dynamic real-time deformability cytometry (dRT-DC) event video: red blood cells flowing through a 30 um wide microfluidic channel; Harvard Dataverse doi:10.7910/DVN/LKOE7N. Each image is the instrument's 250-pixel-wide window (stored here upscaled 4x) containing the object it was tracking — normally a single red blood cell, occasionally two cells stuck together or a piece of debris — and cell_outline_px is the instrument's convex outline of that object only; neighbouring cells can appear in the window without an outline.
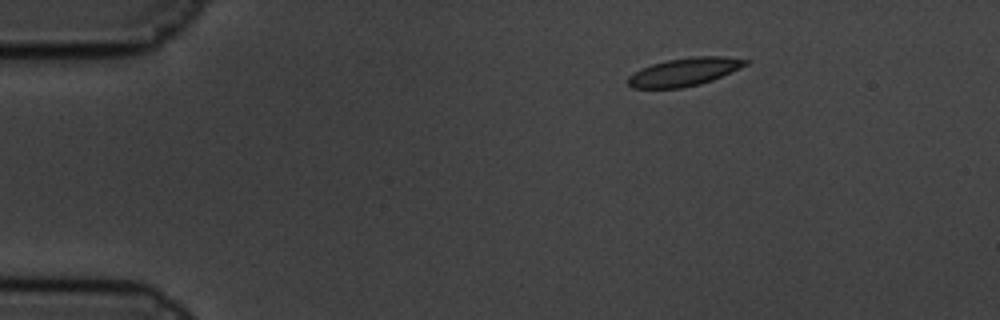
{"species": "common noctule bat (a hibernating species)", "species_latin": "Nyctalus noctula", "temperature_condition": "cold", "stored_images_in_passage": 52, "camera_frame_rate_fps": 3000, "um_per_image_px": 0.085, "animal": {"sex": "male", "body_mass_g": 19.5, "forearm_length_mm": 54.6}, "frame": {"image": 1, "passage_image": 1, "time_ms": 0.0, "image_size_px": [1000, 320], "cell_outline_px": [[752, 60], [748, 64], [712, 80], [700, 84], [680, 88], [632, 88], [628, 84], [628, 76], [652, 64], [668, 60], [692, 56], [724, 56]], "centroid_in_image_um": [58.2, 6.1], "position_along_channel_um": 26.8, "area_um2": 19.02}}
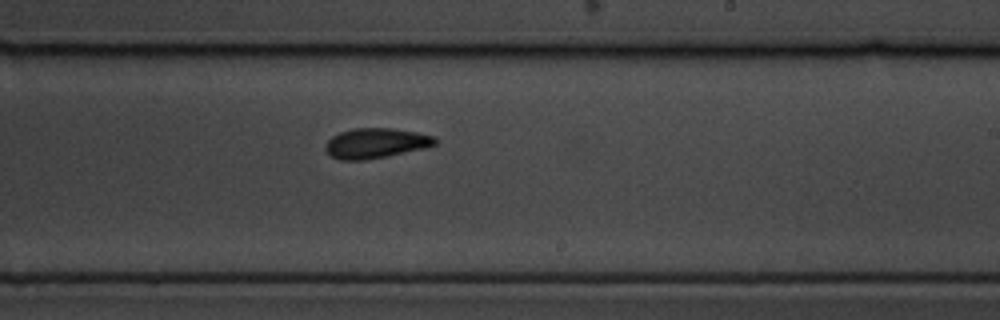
{"frame": {"image": 2, "passage_image": 28, "time_ms": 9.0, "image_size_px": [1000, 320], "cell_outline_px": [[436, 144], [424, 148], [388, 156], [364, 160], [340, 160], [332, 156], [324, 148], [324, 144], [332, 136], [340, 132], [352, 128], [392, 128], [416, 132], [436, 136]], "centroid_in_image_um": [31.93, 12.16], "position_along_channel_um": 257.1, "area_um2": 19.25}}
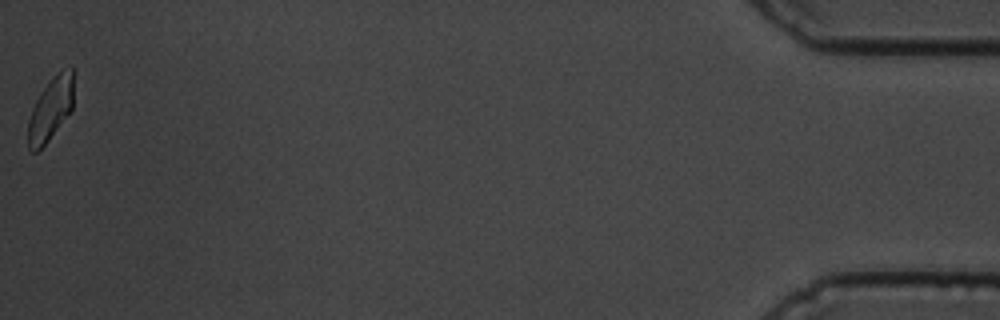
{"frame": {"image": 3, "passage_image": 52, "time_ms": 17.0, "image_size_px": [1000, 320], "cell_outline_px": [[72, 108], [48, 140], [36, 152], [32, 152], [28, 148], [28, 120], [32, 108], [40, 92], [52, 76], [60, 72], [72, 68]], "centroid_in_image_um": [4.25, 9.29], "position_along_channel_um": 430.9, "area_um2": 16.18}, "authors_computed_cell_mechanics": {"area_um2": 18.6983, "velocity_mm_per_s": 3.3179, "shape_relaxation_time_tau1_ms": 2.7383, "shape_relaxation_time_tau2_ms": 3.2847, "deformation_change_tau1": 0.1037, "deformation_change_tau2": 0.0716}}